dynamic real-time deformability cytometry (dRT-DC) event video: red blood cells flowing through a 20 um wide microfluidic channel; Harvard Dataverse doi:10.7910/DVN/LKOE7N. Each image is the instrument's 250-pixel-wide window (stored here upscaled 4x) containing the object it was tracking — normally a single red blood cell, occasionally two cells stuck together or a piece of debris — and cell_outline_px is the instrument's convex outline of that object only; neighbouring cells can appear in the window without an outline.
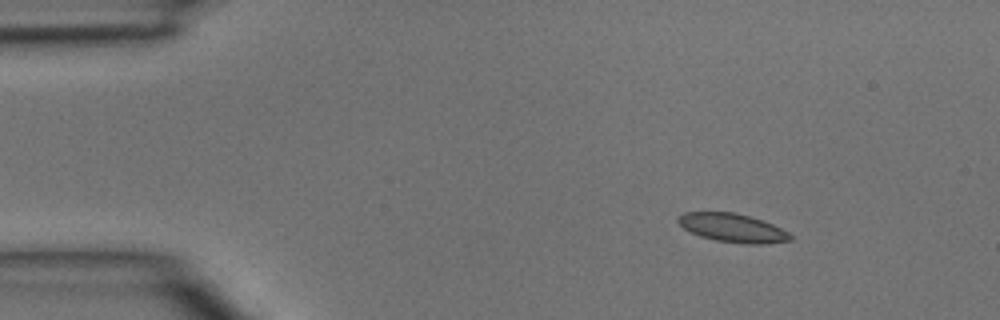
{"species": "common noctule bat (a hibernating species)", "species_latin": "Nyctalus noctula", "temperature_condition": "room temperature", "stored_images_in_passage": 3, "camera_frame_rate_fps": 3000, "um_per_image_px": 0.085, "animal": {"sex": "male", "body_mass_g": 15.6}, "frame": {"image": 1, "passage_image": 3, "time_ms": 0.667, "image_size_px": [1000, 320], "cell_outline_px": [[792, 240], [760, 244], [748, 244], [716, 240], [700, 236], [684, 228], [676, 220], [676, 216], [684, 212], [736, 212], [772, 224], [788, 232], [792, 236]], "centroid_in_image_um": [62.23, 19.36], "position_along_channel_um": 22.8, "area_um2": 18.5}}